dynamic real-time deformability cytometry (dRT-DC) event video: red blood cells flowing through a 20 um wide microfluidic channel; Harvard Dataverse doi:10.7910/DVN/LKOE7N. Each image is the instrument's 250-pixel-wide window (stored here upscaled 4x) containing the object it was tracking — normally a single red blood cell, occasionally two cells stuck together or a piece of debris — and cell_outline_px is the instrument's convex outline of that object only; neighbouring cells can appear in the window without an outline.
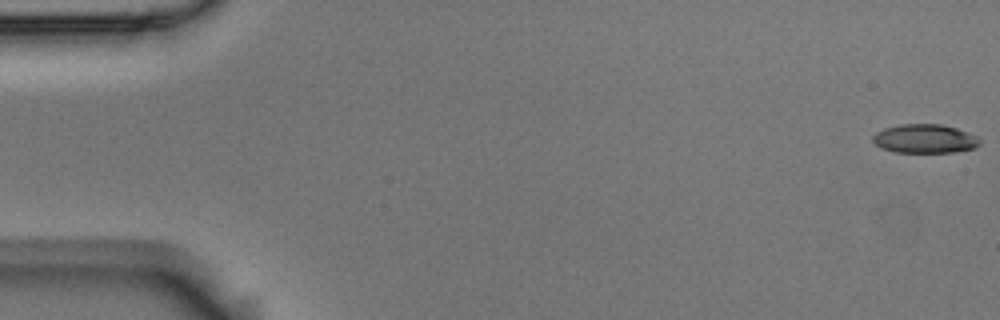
{"species": "Egyptian fruit bat (a non-hibernating species)", "species_latin": "Rousettus aegyptiacus", "temperature_condition": "room temperature", "stored_images_in_passage": 10, "camera_frame_rate_fps": 3000, "um_per_image_px": 0.085, "animal": {"sex": "male"}, "frame": {"image": 1, "passage_image": 1, "time_ms": 0.0, "image_size_px": [1000, 320], "cell_outline_px": [[980, 144], [976, 148], [952, 152], [896, 152], [880, 148], [872, 140], [872, 136], [876, 132], [884, 128], [900, 124], [940, 124], [956, 128], [968, 132], [976, 136], [980, 140]], "centroid_in_image_um": [78.6, 11.79], "position_along_channel_um": 6.4, "area_um2": 18.03}}